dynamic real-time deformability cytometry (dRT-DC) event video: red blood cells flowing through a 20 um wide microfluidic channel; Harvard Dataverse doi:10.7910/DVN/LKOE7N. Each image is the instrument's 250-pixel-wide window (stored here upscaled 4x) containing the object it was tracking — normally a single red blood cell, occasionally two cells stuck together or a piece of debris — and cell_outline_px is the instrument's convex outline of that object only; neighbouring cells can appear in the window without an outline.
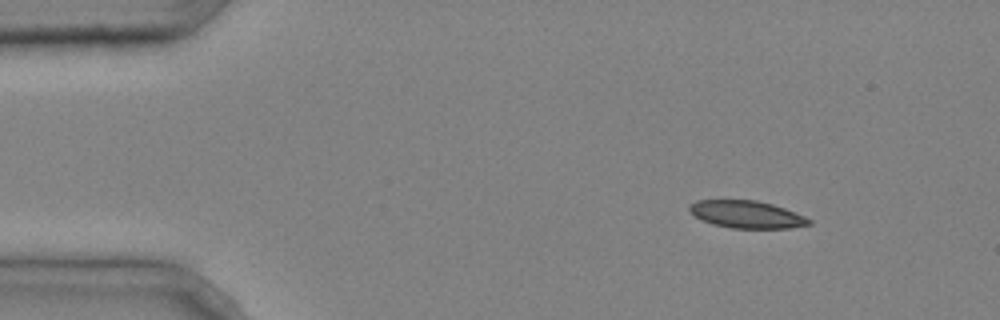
{"species": "common noctule bat (a hibernating species)", "species_latin": "Nyctalus noctula", "temperature_condition": "cold", "stored_images_in_passage": 2, "camera_frame_rate_fps": 3000, "um_per_image_px": 0.085, "animal": {"sex": "male", "body_mass_g": 20.4}, "frame": {"image": 1, "passage_image": 1, "time_ms": 0.0, "image_size_px": [1000, 320], "cell_outline_px": [[812, 224], [788, 228], [732, 228], [712, 224], [696, 216], [688, 208], [696, 200], [756, 200], [772, 204], [784, 208], [804, 216], [812, 220]], "centroid_in_image_um": [63.5, 18.22], "position_along_channel_um": 21.5, "area_um2": 18.84}}
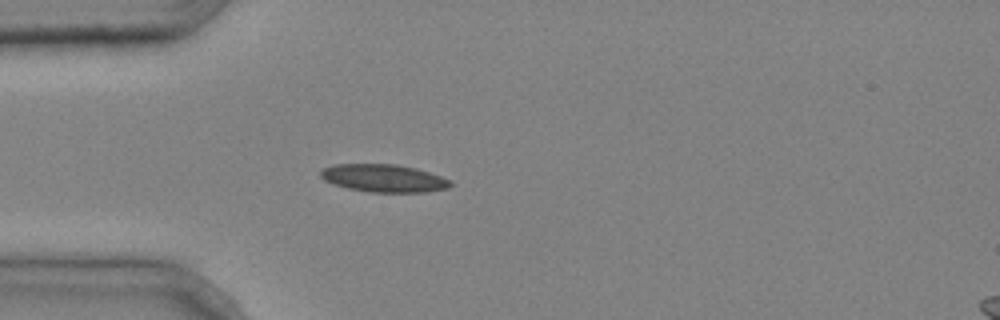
{"frame": {"image": 2, "passage_image": 2, "time_ms": 0.333, "image_size_px": [1000, 320], "cell_outline_px": [[452, 184], [448, 188], [424, 192], [368, 192], [348, 188], [324, 180], [320, 176], [320, 172], [324, 168], [336, 164], [396, 164], [416, 168], [440, 176], [448, 180]], "centroid_in_image_um": [32.61, 15.14], "position_along_channel_um": 52.4, "area_um2": 20.75}}